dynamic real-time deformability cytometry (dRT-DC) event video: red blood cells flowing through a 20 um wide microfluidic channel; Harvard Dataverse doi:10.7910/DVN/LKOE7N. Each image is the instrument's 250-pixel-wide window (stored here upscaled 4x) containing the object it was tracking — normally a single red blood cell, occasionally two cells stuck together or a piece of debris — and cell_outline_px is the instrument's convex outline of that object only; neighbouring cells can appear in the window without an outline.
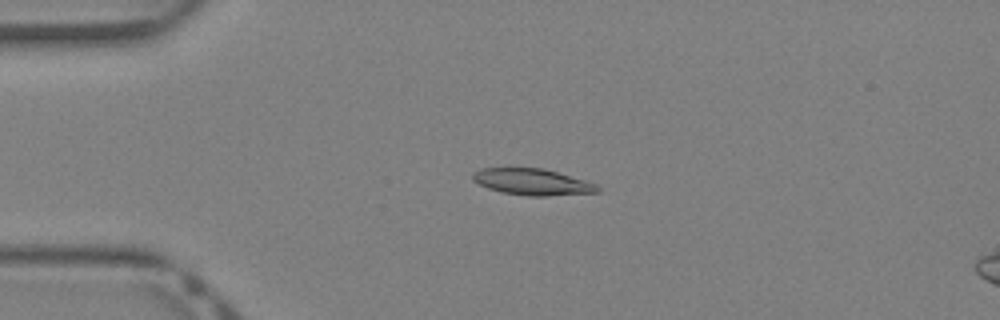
{"species": "Egyptian fruit bat (a non-hibernating species)", "species_latin": "Rousettus aegyptiacus", "temperature_condition": "warm", "stored_images_in_passage": 32, "camera_frame_rate_fps": 3000, "um_per_image_px": 0.085, "animal": {"sex": "female"}, "frame": {"image": 1, "passage_image": 2, "time_ms": 0.333, "image_size_px": [1000, 320], "cell_outline_px": [[600, 192], [548, 196], [528, 196], [504, 192], [488, 188], [472, 180], [472, 172], [480, 168], [544, 168], [584, 180], [596, 184], [600, 188]], "centroid_in_image_um": [45.25, 15.46], "position_along_channel_um": 39.8, "area_um2": 19.13}}
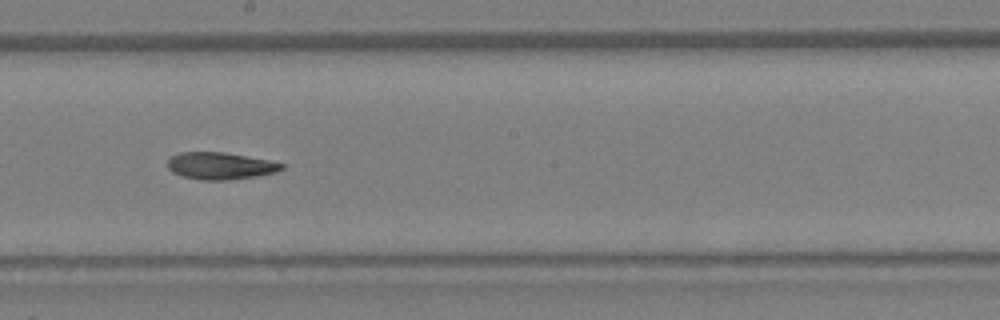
{"frame": {"image": 2, "passage_image": 15, "time_ms": 4.667, "image_size_px": [1000, 320], "cell_outline_px": [[284, 168], [276, 172], [256, 176], [224, 180], [200, 180], [184, 176], [172, 172], [168, 168], [168, 160], [172, 156], [180, 152], [224, 152], [268, 160], [284, 164]], "centroid_in_image_um": [18.72, 14.09], "position_along_channel_um": 229.5, "area_um2": 17.8}}
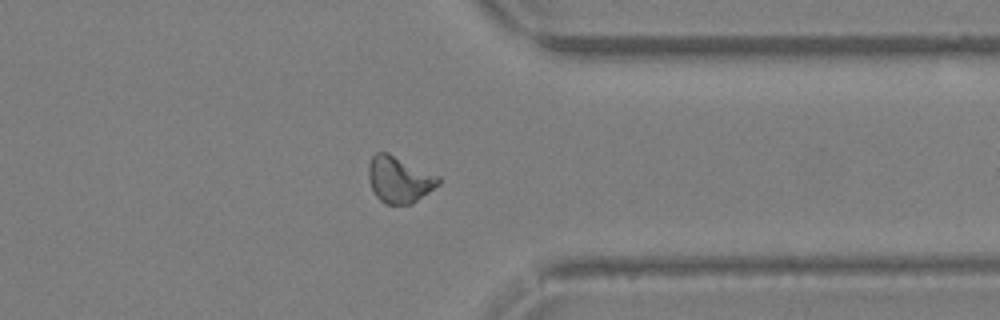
{"frame": {"image": 3, "passage_image": 24, "time_ms": 7.667, "image_size_px": [1000, 320], "cell_outline_px": [[440, 184], [412, 204], [384, 204], [376, 196], [368, 180], [368, 164], [372, 156], [376, 152], [388, 152], [440, 176]], "centroid_in_image_um": [33.93, 15.25], "position_along_channel_um": 377.5, "area_um2": 19.07}}